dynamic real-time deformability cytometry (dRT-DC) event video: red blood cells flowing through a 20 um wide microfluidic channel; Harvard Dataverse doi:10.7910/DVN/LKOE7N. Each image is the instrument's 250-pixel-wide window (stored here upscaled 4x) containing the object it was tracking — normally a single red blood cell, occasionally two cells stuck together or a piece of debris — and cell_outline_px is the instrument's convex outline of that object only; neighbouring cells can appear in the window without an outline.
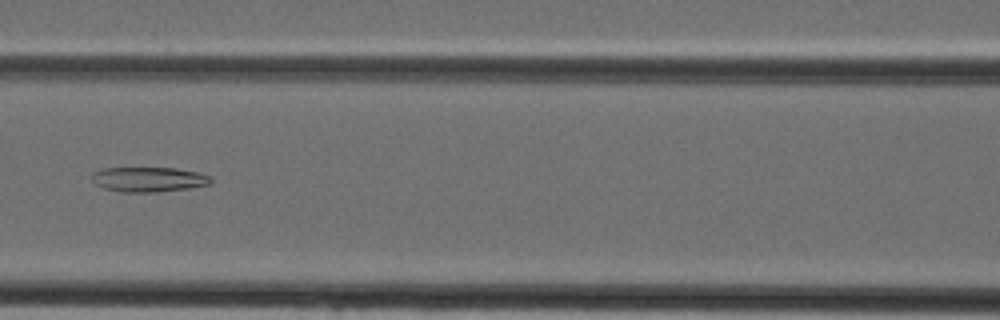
{"species": "Egyptian fruit bat (a non-hibernating species)", "species_latin": "Rousettus aegyptiacus", "temperature_condition": "cold", "stored_images_in_passage": 37, "camera_frame_rate_fps": 3000, "um_per_image_px": 0.085, "animal": {"sex": "female"}, "frame": {"image": 1, "passage_image": 17, "time_ms": 5.333, "image_size_px": [1000, 320], "cell_outline_px": [[212, 180], [208, 184], [188, 188], [156, 192], [120, 192], [104, 188], [96, 184], [92, 180], [92, 172], [104, 168], [176, 168], [200, 172], [212, 176]], "centroid_in_image_um": [12.64, 15.24], "position_along_channel_um": 154.0, "area_um2": 17.28}}
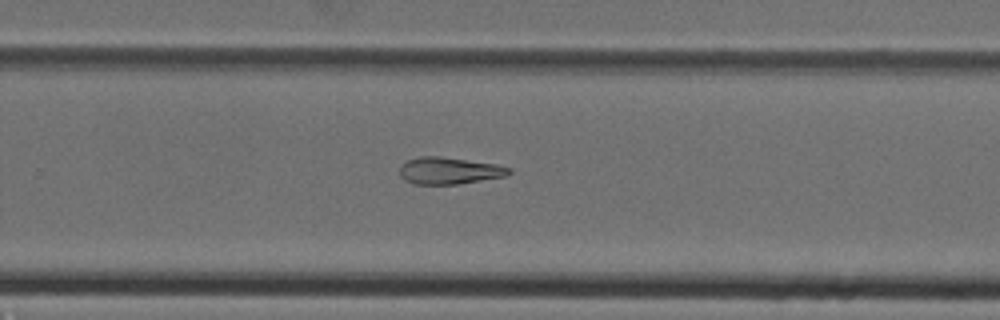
{"frame": {"image": 2, "passage_image": 25, "time_ms": 8.0, "image_size_px": [1000, 320], "cell_outline_px": [[512, 172], [504, 176], [456, 184], [412, 184], [404, 180], [400, 176], [400, 164], [408, 160], [420, 156], [440, 156], [496, 164], [512, 168]], "centroid_in_image_um": [38.14, 14.5], "position_along_channel_um": 291.7, "area_um2": 17.11}}
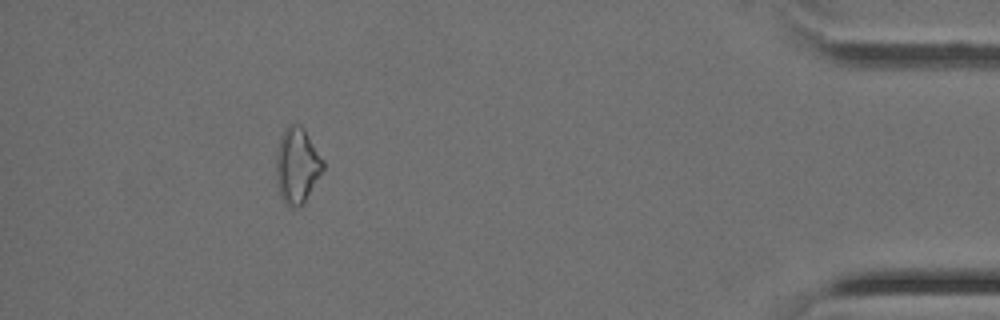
{"frame": {"image": 3, "passage_image": 35, "time_ms": 11.333, "image_size_px": [1000, 320], "cell_outline_px": [[324, 168], [304, 204], [296, 208], [288, 208], [284, 204], [280, 196], [276, 176], [276, 152], [280, 136], [284, 128], [288, 124], [300, 124], [304, 128], [324, 160]], "centroid_in_image_um": [25.24, 14.08], "position_along_channel_um": 410.0, "area_um2": 21.1}}